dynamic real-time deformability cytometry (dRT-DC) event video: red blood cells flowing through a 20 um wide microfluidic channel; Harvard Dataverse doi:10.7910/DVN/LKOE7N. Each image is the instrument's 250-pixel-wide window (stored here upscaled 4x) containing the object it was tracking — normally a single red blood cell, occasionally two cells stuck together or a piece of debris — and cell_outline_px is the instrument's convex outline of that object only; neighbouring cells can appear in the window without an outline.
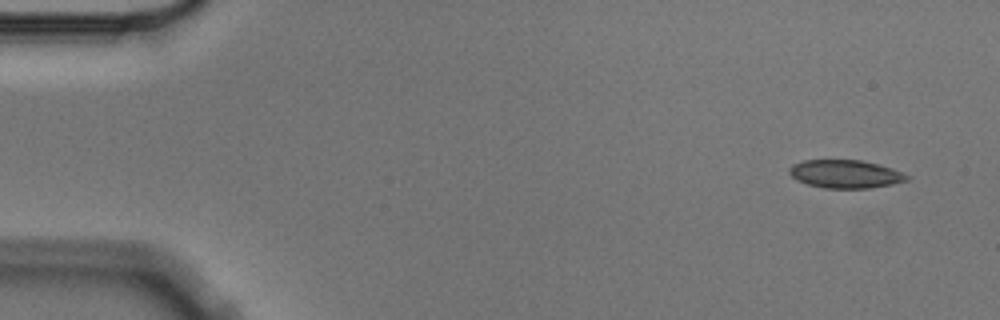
{"species": "Egyptian fruit bat (a non-hibernating species)", "species_latin": "Rousettus aegyptiacus", "temperature_condition": "cold", "stored_images_in_passage": 4, "camera_frame_rate_fps": 3000, "um_per_image_px": 0.085, "animal": {"sex": "male"}, "frame": {"image": 1, "passage_image": 1, "time_ms": 0.0, "image_size_px": [1000, 320], "cell_outline_px": [[908, 180], [892, 184], [872, 188], [824, 188], [808, 184], [796, 180], [788, 172], [788, 168], [792, 164], [804, 160], [860, 160], [892, 168], [908, 176]], "centroid_in_image_um": [71.81, 14.79], "position_along_channel_um": 13.2, "area_um2": 19.19}}
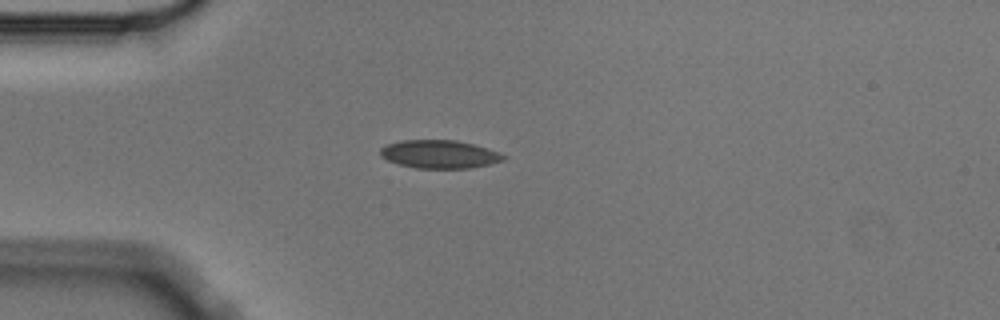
{"frame": {"image": 2, "passage_image": 4, "time_ms": 1.0, "image_size_px": [1000, 320], "cell_outline_px": [[508, 156], [504, 160], [488, 164], [468, 168], [416, 168], [400, 164], [388, 160], [380, 156], [380, 148], [388, 144], [400, 140], [456, 140], [472, 144], [500, 152]], "centroid_in_image_um": [37.36, 13.1], "position_along_channel_um": 47.6, "area_um2": 20.11}}